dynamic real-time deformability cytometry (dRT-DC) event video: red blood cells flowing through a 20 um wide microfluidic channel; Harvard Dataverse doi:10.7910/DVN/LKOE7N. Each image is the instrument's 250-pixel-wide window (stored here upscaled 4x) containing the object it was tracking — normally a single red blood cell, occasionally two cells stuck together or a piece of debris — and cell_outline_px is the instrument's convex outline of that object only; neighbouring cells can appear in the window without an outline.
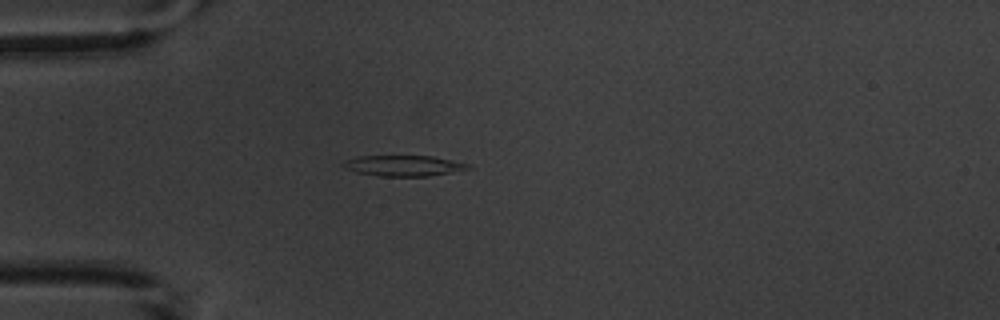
{"species": "common noctule bat (a hibernating species)", "species_latin": "Nyctalus noctula", "temperature_condition": "warm", "stored_images_in_passage": 4, "camera_frame_rate_fps": 3000, "um_per_image_px": 0.085, "animal": {"sex": "male", "body_mass_g": 20.1, "forearm_length_mm": 53.5}, "frame": {"image": 1, "passage_image": 4, "time_ms": 3.667, "image_size_px": [1000, 320], "cell_outline_px": [[472, 168], [428, 176], [380, 176], [356, 172], [344, 168], [340, 164], [344, 160], [356, 156], [432, 156], [452, 160], [468, 164]], "centroid_in_image_um": [34.23, 14.08], "position_along_channel_um": 50.8, "area_um2": 15.03}}